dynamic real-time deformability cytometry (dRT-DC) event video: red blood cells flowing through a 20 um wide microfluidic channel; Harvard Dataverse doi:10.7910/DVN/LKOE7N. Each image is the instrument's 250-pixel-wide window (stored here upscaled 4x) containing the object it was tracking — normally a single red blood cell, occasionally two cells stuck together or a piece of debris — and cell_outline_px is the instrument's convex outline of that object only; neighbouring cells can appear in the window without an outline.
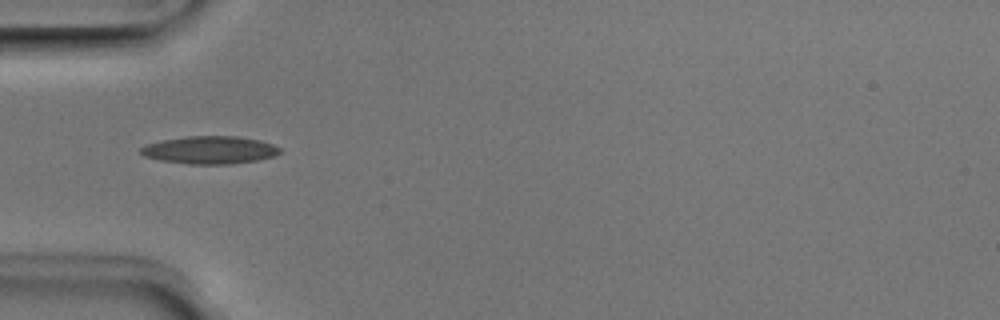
{"species": "Egyptian fruit bat (a non-hibernating species)", "species_latin": "Rousettus aegyptiacus", "temperature_condition": "room temperature", "stored_images_in_passage": 2, "camera_frame_rate_fps": 3000, "um_per_image_px": 0.085, "animal": {"sex": "male"}, "frame": {"image": 1, "passage_image": 2, "time_ms": 0.333, "image_size_px": [1000, 320], "cell_outline_px": [[280, 152], [272, 156], [256, 160], [228, 164], [188, 164], [160, 160], [144, 156], [140, 152], [140, 148], [148, 144], [160, 140], [184, 136], [236, 136], [260, 140], [272, 144], [280, 148]], "centroid_in_image_um": [17.8, 12.74], "position_along_channel_um": 67.2, "area_um2": 22.37}}